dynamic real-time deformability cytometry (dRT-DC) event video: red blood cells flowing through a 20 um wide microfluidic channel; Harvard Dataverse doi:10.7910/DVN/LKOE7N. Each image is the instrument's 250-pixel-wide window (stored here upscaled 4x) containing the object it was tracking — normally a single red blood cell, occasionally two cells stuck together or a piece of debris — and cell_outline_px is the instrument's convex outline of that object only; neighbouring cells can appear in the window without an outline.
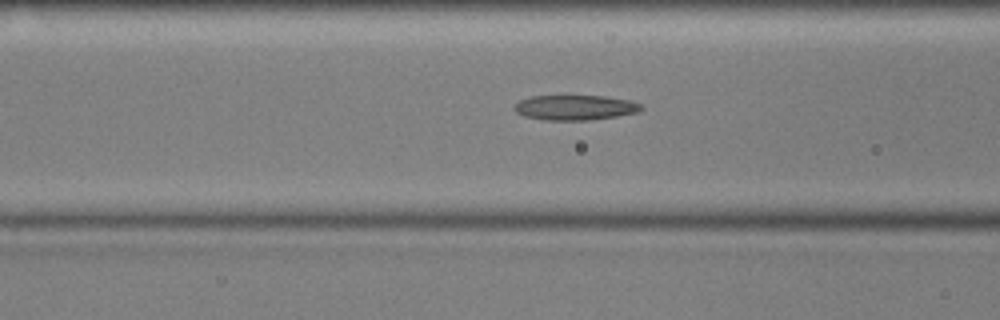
{"species": "common noctule bat (a hibernating species)", "species_latin": "Nyctalus noctula", "temperature_condition": "cold", "stored_images_in_passage": 29, "camera_frame_rate_fps": 3000, "um_per_image_px": 0.085, "animal": {"sex": "male", "body_mass_g": 17.9, "forearm_length_mm": 54.2}, "frame": {"image": 1, "passage_image": 7, "time_ms": 2.0, "image_size_px": [1000, 320], "cell_outline_px": [[644, 108], [640, 112], [616, 116], [588, 120], [544, 120], [524, 116], [516, 112], [512, 108], [520, 100], [532, 96], [604, 96], [628, 100], [640, 104]], "centroid_in_image_um": [48.88, 9.14], "position_along_channel_um": 117.7, "area_um2": 18.44}}
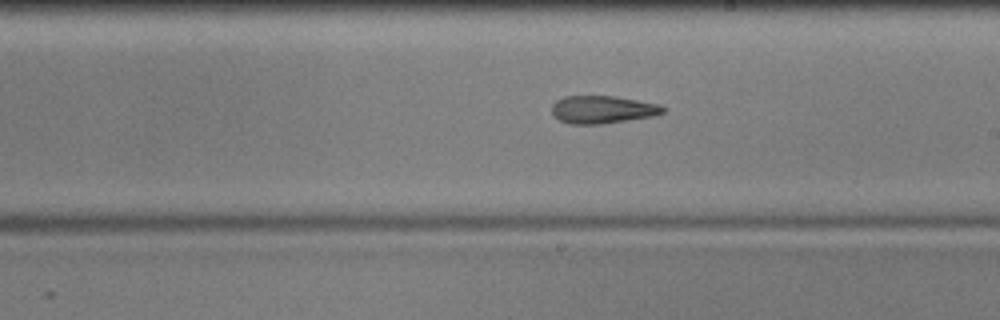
{"frame": {"image": 2, "passage_image": 17, "time_ms": 5.333, "image_size_px": [1000, 320], "cell_outline_px": [[668, 108], [664, 112], [652, 116], [628, 120], [600, 124], [568, 124], [560, 120], [552, 112], [552, 104], [556, 100], [564, 96], [612, 96], [660, 104]], "centroid_in_image_um": [51.22, 9.31], "position_along_channel_um": 237.8, "area_um2": 17.92}}
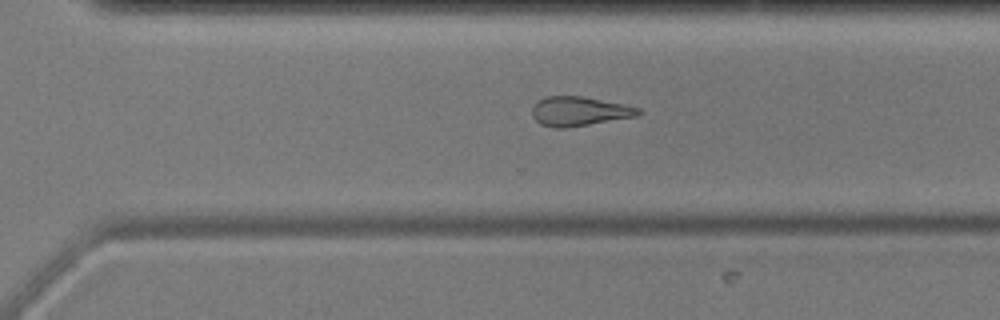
{"frame": {"image": 3, "passage_image": 24, "time_ms": 7.667, "image_size_px": [1000, 320], "cell_outline_px": [[640, 112], [636, 116], [564, 128], [556, 128], [540, 124], [532, 116], [532, 108], [540, 100], [548, 96], [584, 96], [624, 104], [640, 108]], "centroid_in_image_um": [49.22, 9.45], "position_along_channel_um": 321.4, "area_um2": 17.86}}